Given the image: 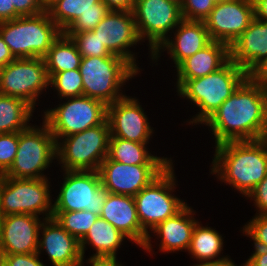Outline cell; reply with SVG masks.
Segmentation results:
<instances>
[{"label":"cell","mask_w":267,"mask_h":266,"mask_svg":"<svg viewBox=\"0 0 267 266\" xmlns=\"http://www.w3.org/2000/svg\"><path fill=\"white\" fill-rule=\"evenodd\" d=\"M230 60L253 76L267 62V21L254 17L229 47Z\"/></svg>","instance_id":"cell-20"},{"label":"cell","mask_w":267,"mask_h":266,"mask_svg":"<svg viewBox=\"0 0 267 266\" xmlns=\"http://www.w3.org/2000/svg\"><path fill=\"white\" fill-rule=\"evenodd\" d=\"M195 211L187 204L174 216L158 224L151 233L160 240L159 250L165 253L188 251L194 227L198 220Z\"/></svg>","instance_id":"cell-23"},{"label":"cell","mask_w":267,"mask_h":266,"mask_svg":"<svg viewBox=\"0 0 267 266\" xmlns=\"http://www.w3.org/2000/svg\"><path fill=\"white\" fill-rule=\"evenodd\" d=\"M98 10L109 9L101 0H60L47 12L64 33L81 14Z\"/></svg>","instance_id":"cell-30"},{"label":"cell","mask_w":267,"mask_h":266,"mask_svg":"<svg viewBox=\"0 0 267 266\" xmlns=\"http://www.w3.org/2000/svg\"><path fill=\"white\" fill-rule=\"evenodd\" d=\"M75 43L78 52L82 57H102L113 55L97 34L92 31L85 32H64Z\"/></svg>","instance_id":"cell-33"},{"label":"cell","mask_w":267,"mask_h":266,"mask_svg":"<svg viewBox=\"0 0 267 266\" xmlns=\"http://www.w3.org/2000/svg\"><path fill=\"white\" fill-rule=\"evenodd\" d=\"M42 250L47 253L53 266H84L80 242L54 218L44 219L40 226L37 253L42 254Z\"/></svg>","instance_id":"cell-19"},{"label":"cell","mask_w":267,"mask_h":266,"mask_svg":"<svg viewBox=\"0 0 267 266\" xmlns=\"http://www.w3.org/2000/svg\"><path fill=\"white\" fill-rule=\"evenodd\" d=\"M133 14L141 41L149 42L147 46L151 59L153 53L171 37L174 29L183 20L181 7L168 0H136Z\"/></svg>","instance_id":"cell-12"},{"label":"cell","mask_w":267,"mask_h":266,"mask_svg":"<svg viewBox=\"0 0 267 266\" xmlns=\"http://www.w3.org/2000/svg\"><path fill=\"white\" fill-rule=\"evenodd\" d=\"M61 33L46 11L0 22V35L16 59L44 57Z\"/></svg>","instance_id":"cell-5"},{"label":"cell","mask_w":267,"mask_h":266,"mask_svg":"<svg viewBox=\"0 0 267 266\" xmlns=\"http://www.w3.org/2000/svg\"><path fill=\"white\" fill-rule=\"evenodd\" d=\"M214 4H220L222 2L228 1V0H212Z\"/></svg>","instance_id":"cell-52"},{"label":"cell","mask_w":267,"mask_h":266,"mask_svg":"<svg viewBox=\"0 0 267 266\" xmlns=\"http://www.w3.org/2000/svg\"><path fill=\"white\" fill-rule=\"evenodd\" d=\"M253 0H228L215 7L204 20L212 41L231 44L248 28L254 19Z\"/></svg>","instance_id":"cell-16"},{"label":"cell","mask_w":267,"mask_h":266,"mask_svg":"<svg viewBox=\"0 0 267 266\" xmlns=\"http://www.w3.org/2000/svg\"><path fill=\"white\" fill-rule=\"evenodd\" d=\"M79 70L82 76L83 96L99 100L106 106L124 97L126 94L122 93L121 88L139 74L128 61L115 54L82 57Z\"/></svg>","instance_id":"cell-4"},{"label":"cell","mask_w":267,"mask_h":266,"mask_svg":"<svg viewBox=\"0 0 267 266\" xmlns=\"http://www.w3.org/2000/svg\"><path fill=\"white\" fill-rule=\"evenodd\" d=\"M108 12L109 10H98L81 14L65 32L92 31Z\"/></svg>","instance_id":"cell-37"},{"label":"cell","mask_w":267,"mask_h":266,"mask_svg":"<svg viewBox=\"0 0 267 266\" xmlns=\"http://www.w3.org/2000/svg\"><path fill=\"white\" fill-rule=\"evenodd\" d=\"M110 136L106 119L98 126L61 138L56 143L57 161L61 169L98 171L100 164L108 156Z\"/></svg>","instance_id":"cell-7"},{"label":"cell","mask_w":267,"mask_h":266,"mask_svg":"<svg viewBox=\"0 0 267 266\" xmlns=\"http://www.w3.org/2000/svg\"><path fill=\"white\" fill-rule=\"evenodd\" d=\"M60 0H41L44 10L47 12L56 2Z\"/></svg>","instance_id":"cell-49"},{"label":"cell","mask_w":267,"mask_h":266,"mask_svg":"<svg viewBox=\"0 0 267 266\" xmlns=\"http://www.w3.org/2000/svg\"><path fill=\"white\" fill-rule=\"evenodd\" d=\"M172 33L174 38L166 39L153 53L154 64L158 62L160 53L166 50L176 68L183 60L212 42L204 21L182 20Z\"/></svg>","instance_id":"cell-21"},{"label":"cell","mask_w":267,"mask_h":266,"mask_svg":"<svg viewBox=\"0 0 267 266\" xmlns=\"http://www.w3.org/2000/svg\"><path fill=\"white\" fill-rule=\"evenodd\" d=\"M0 266H7V265L0 259Z\"/></svg>","instance_id":"cell-53"},{"label":"cell","mask_w":267,"mask_h":266,"mask_svg":"<svg viewBox=\"0 0 267 266\" xmlns=\"http://www.w3.org/2000/svg\"><path fill=\"white\" fill-rule=\"evenodd\" d=\"M264 139L266 140V142H267V131H266V134H265V137H264Z\"/></svg>","instance_id":"cell-54"},{"label":"cell","mask_w":267,"mask_h":266,"mask_svg":"<svg viewBox=\"0 0 267 266\" xmlns=\"http://www.w3.org/2000/svg\"><path fill=\"white\" fill-rule=\"evenodd\" d=\"M264 86L265 94H266V102H267V80H258Z\"/></svg>","instance_id":"cell-50"},{"label":"cell","mask_w":267,"mask_h":266,"mask_svg":"<svg viewBox=\"0 0 267 266\" xmlns=\"http://www.w3.org/2000/svg\"><path fill=\"white\" fill-rule=\"evenodd\" d=\"M248 76L241 67L229 60L218 71L206 76L177 79L178 96L199 107L198 114L188 124H203Z\"/></svg>","instance_id":"cell-3"},{"label":"cell","mask_w":267,"mask_h":266,"mask_svg":"<svg viewBox=\"0 0 267 266\" xmlns=\"http://www.w3.org/2000/svg\"><path fill=\"white\" fill-rule=\"evenodd\" d=\"M229 60V46L222 42L212 41L176 67V79H196L206 76L218 71Z\"/></svg>","instance_id":"cell-24"},{"label":"cell","mask_w":267,"mask_h":266,"mask_svg":"<svg viewBox=\"0 0 267 266\" xmlns=\"http://www.w3.org/2000/svg\"><path fill=\"white\" fill-rule=\"evenodd\" d=\"M49 77L43 57L18 58L1 68L0 94L23 99L34 109Z\"/></svg>","instance_id":"cell-13"},{"label":"cell","mask_w":267,"mask_h":266,"mask_svg":"<svg viewBox=\"0 0 267 266\" xmlns=\"http://www.w3.org/2000/svg\"><path fill=\"white\" fill-rule=\"evenodd\" d=\"M203 266H238V265H236L232 259L228 258L221 262L209 263ZM240 266H248V265L247 262L245 261V263L241 264Z\"/></svg>","instance_id":"cell-47"},{"label":"cell","mask_w":267,"mask_h":266,"mask_svg":"<svg viewBox=\"0 0 267 266\" xmlns=\"http://www.w3.org/2000/svg\"><path fill=\"white\" fill-rule=\"evenodd\" d=\"M110 137H118L138 143H149L155 130L148 122L142 105L135 97L124 96L107 106Z\"/></svg>","instance_id":"cell-17"},{"label":"cell","mask_w":267,"mask_h":266,"mask_svg":"<svg viewBox=\"0 0 267 266\" xmlns=\"http://www.w3.org/2000/svg\"><path fill=\"white\" fill-rule=\"evenodd\" d=\"M57 159L56 141L48 125H30L18 132V148L13 164L3 175L11 178H48L42 171Z\"/></svg>","instance_id":"cell-8"},{"label":"cell","mask_w":267,"mask_h":266,"mask_svg":"<svg viewBox=\"0 0 267 266\" xmlns=\"http://www.w3.org/2000/svg\"><path fill=\"white\" fill-rule=\"evenodd\" d=\"M7 266H46L36 253L0 255ZM41 260V261H40Z\"/></svg>","instance_id":"cell-38"},{"label":"cell","mask_w":267,"mask_h":266,"mask_svg":"<svg viewBox=\"0 0 267 266\" xmlns=\"http://www.w3.org/2000/svg\"><path fill=\"white\" fill-rule=\"evenodd\" d=\"M255 18L267 21V0H253Z\"/></svg>","instance_id":"cell-46"},{"label":"cell","mask_w":267,"mask_h":266,"mask_svg":"<svg viewBox=\"0 0 267 266\" xmlns=\"http://www.w3.org/2000/svg\"><path fill=\"white\" fill-rule=\"evenodd\" d=\"M52 218L69 234L80 241L99 218L90 211L53 212Z\"/></svg>","instance_id":"cell-31"},{"label":"cell","mask_w":267,"mask_h":266,"mask_svg":"<svg viewBox=\"0 0 267 266\" xmlns=\"http://www.w3.org/2000/svg\"><path fill=\"white\" fill-rule=\"evenodd\" d=\"M43 220L44 218L31 214L1 217L0 255L36 253Z\"/></svg>","instance_id":"cell-18"},{"label":"cell","mask_w":267,"mask_h":266,"mask_svg":"<svg viewBox=\"0 0 267 266\" xmlns=\"http://www.w3.org/2000/svg\"><path fill=\"white\" fill-rule=\"evenodd\" d=\"M93 31L112 54L122 57L140 72L137 56L129 49L141 41L133 11L109 10Z\"/></svg>","instance_id":"cell-15"},{"label":"cell","mask_w":267,"mask_h":266,"mask_svg":"<svg viewBox=\"0 0 267 266\" xmlns=\"http://www.w3.org/2000/svg\"><path fill=\"white\" fill-rule=\"evenodd\" d=\"M67 101L42 116L56 143L63 137L82 132L102 124L107 119V106L87 96L65 98Z\"/></svg>","instance_id":"cell-10"},{"label":"cell","mask_w":267,"mask_h":266,"mask_svg":"<svg viewBox=\"0 0 267 266\" xmlns=\"http://www.w3.org/2000/svg\"><path fill=\"white\" fill-rule=\"evenodd\" d=\"M211 174L247 197L267 174V142L228 141L215 146Z\"/></svg>","instance_id":"cell-2"},{"label":"cell","mask_w":267,"mask_h":266,"mask_svg":"<svg viewBox=\"0 0 267 266\" xmlns=\"http://www.w3.org/2000/svg\"><path fill=\"white\" fill-rule=\"evenodd\" d=\"M18 148V132L0 134V176L4 175L14 162Z\"/></svg>","instance_id":"cell-35"},{"label":"cell","mask_w":267,"mask_h":266,"mask_svg":"<svg viewBox=\"0 0 267 266\" xmlns=\"http://www.w3.org/2000/svg\"><path fill=\"white\" fill-rule=\"evenodd\" d=\"M253 201L256 214H267V174L265 178L246 197Z\"/></svg>","instance_id":"cell-39"},{"label":"cell","mask_w":267,"mask_h":266,"mask_svg":"<svg viewBox=\"0 0 267 266\" xmlns=\"http://www.w3.org/2000/svg\"><path fill=\"white\" fill-rule=\"evenodd\" d=\"M34 110L23 99L0 94V134L20 132L28 128Z\"/></svg>","instance_id":"cell-28"},{"label":"cell","mask_w":267,"mask_h":266,"mask_svg":"<svg viewBox=\"0 0 267 266\" xmlns=\"http://www.w3.org/2000/svg\"><path fill=\"white\" fill-rule=\"evenodd\" d=\"M43 58L47 74H56L66 70L79 69L82 56L72 39L61 33Z\"/></svg>","instance_id":"cell-29"},{"label":"cell","mask_w":267,"mask_h":266,"mask_svg":"<svg viewBox=\"0 0 267 266\" xmlns=\"http://www.w3.org/2000/svg\"><path fill=\"white\" fill-rule=\"evenodd\" d=\"M109 10L133 11L136 0H101Z\"/></svg>","instance_id":"cell-42"},{"label":"cell","mask_w":267,"mask_h":266,"mask_svg":"<svg viewBox=\"0 0 267 266\" xmlns=\"http://www.w3.org/2000/svg\"><path fill=\"white\" fill-rule=\"evenodd\" d=\"M168 1H171V2H174L176 3L177 5H179L180 7L183 5L184 3V0H168Z\"/></svg>","instance_id":"cell-51"},{"label":"cell","mask_w":267,"mask_h":266,"mask_svg":"<svg viewBox=\"0 0 267 266\" xmlns=\"http://www.w3.org/2000/svg\"><path fill=\"white\" fill-rule=\"evenodd\" d=\"M170 164L127 165L108 156L98 169L101 185L112 194L135 196L157 178Z\"/></svg>","instance_id":"cell-14"},{"label":"cell","mask_w":267,"mask_h":266,"mask_svg":"<svg viewBox=\"0 0 267 266\" xmlns=\"http://www.w3.org/2000/svg\"><path fill=\"white\" fill-rule=\"evenodd\" d=\"M48 178L28 179L0 176V214H31L52 218L53 199Z\"/></svg>","instance_id":"cell-9"},{"label":"cell","mask_w":267,"mask_h":266,"mask_svg":"<svg viewBox=\"0 0 267 266\" xmlns=\"http://www.w3.org/2000/svg\"><path fill=\"white\" fill-rule=\"evenodd\" d=\"M49 87L56 89L61 99L83 96L82 76L79 69L66 70L56 74H48Z\"/></svg>","instance_id":"cell-32"},{"label":"cell","mask_w":267,"mask_h":266,"mask_svg":"<svg viewBox=\"0 0 267 266\" xmlns=\"http://www.w3.org/2000/svg\"><path fill=\"white\" fill-rule=\"evenodd\" d=\"M242 231L253 240L254 248L267 249V214H256L243 226Z\"/></svg>","instance_id":"cell-34"},{"label":"cell","mask_w":267,"mask_h":266,"mask_svg":"<svg viewBox=\"0 0 267 266\" xmlns=\"http://www.w3.org/2000/svg\"><path fill=\"white\" fill-rule=\"evenodd\" d=\"M127 237L118 229L99 218L94 222L88 233L79 241L82 256L85 257L87 244L95 251L92 256L117 257V250Z\"/></svg>","instance_id":"cell-26"},{"label":"cell","mask_w":267,"mask_h":266,"mask_svg":"<svg viewBox=\"0 0 267 266\" xmlns=\"http://www.w3.org/2000/svg\"><path fill=\"white\" fill-rule=\"evenodd\" d=\"M223 242V237L217 230L208 225L204 227L197 221L188 249L191 258L197 259L196 261L199 263L193 266H203L230 258L228 255L220 257L224 247Z\"/></svg>","instance_id":"cell-25"},{"label":"cell","mask_w":267,"mask_h":266,"mask_svg":"<svg viewBox=\"0 0 267 266\" xmlns=\"http://www.w3.org/2000/svg\"><path fill=\"white\" fill-rule=\"evenodd\" d=\"M63 183L53 204V212L90 211L101 215L107 191L98 171H63Z\"/></svg>","instance_id":"cell-11"},{"label":"cell","mask_w":267,"mask_h":266,"mask_svg":"<svg viewBox=\"0 0 267 266\" xmlns=\"http://www.w3.org/2000/svg\"><path fill=\"white\" fill-rule=\"evenodd\" d=\"M117 259L116 257L90 256L86 263L90 266H124L119 264Z\"/></svg>","instance_id":"cell-44"},{"label":"cell","mask_w":267,"mask_h":266,"mask_svg":"<svg viewBox=\"0 0 267 266\" xmlns=\"http://www.w3.org/2000/svg\"><path fill=\"white\" fill-rule=\"evenodd\" d=\"M101 218L106 220L139 247H143L148 234L142 229L133 196L107 192Z\"/></svg>","instance_id":"cell-22"},{"label":"cell","mask_w":267,"mask_h":266,"mask_svg":"<svg viewBox=\"0 0 267 266\" xmlns=\"http://www.w3.org/2000/svg\"><path fill=\"white\" fill-rule=\"evenodd\" d=\"M202 125L213 132L215 146L228 141L263 139L267 131L263 84L248 76Z\"/></svg>","instance_id":"cell-1"},{"label":"cell","mask_w":267,"mask_h":266,"mask_svg":"<svg viewBox=\"0 0 267 266\" xmlns=\"http://www.w3.org/2000/svg\"><path fill=\"white\" fill-rule=\"evenodd\" d=\"M253 254L247 259L248 266H267V249L254 248Z\"/></svg>","instance_id":"cell-43"},{"label":"cell","mask_w":267,"mask_h":266,"mask_svg":"<svg viewBox=\"0 0 267 266\" xmlns=\"http://www.w3.org/2000/svg\"><path fill=\"white\" fill-rule=\"evenodd\" d=\"M173 165L172 162L157 178L134 196L139 223L148 234L142 249H145V252L148 251L149 254L153 252L152 235L149 233L187 204L173 194L177 186Z\"/></svg>","instance_id":"cell-6"},{"label":"cell","mask_w":267,"mask_h":266,"mask_svg":"<svg viewBox=\"0 0 267 266\" xmlns=\"http://www.w3.org/2000/svg\"><path fill=\"white\" fill-rule=\"evenodd\" d=\"M21 17L16 11L13 0H0V22Z\"/></svg>","instance_id":"cell-41"},{"label":"cell","mask_w":267,"mask_h":266,"mask_svg":"<svg viewBox=\"0 0 267 266\" xmlns=\"http://www.w3.org/2000/svg\"><path fill=\"white\" fill-rule=\"evenodd\" d=\"M148 143H138L118 137H110L108 157L127 165L171 164V158L154 156L147 148Z\"/></svg>","instance_id":"cell-27"},{"label":"cell","mask_w":267,"mask_h":266,"mask_svg":"<svg viewBox=\"0 0 267 266\" xmlns=\"http://www.w3.org/2000/svg\"><path fill=\"white\" fill-rule=\"evenodd\" d=\"M215 7L212 0H184L181 6L183 20L204 21Z\"/></svg>","instance_id":"cell-36"},{"label":"cell","mask_w":267,"mask_h":266,"mask_svg":"<svg viewBox=\"0 0 267 266\" xmlns=\"http://www.w3.org/2000/svg\"><path fill=\"white\" fill-rule=\"evenodd\" d=\"M15 59L16 58L11 53V50L0 35V67H5Z\"/></svg>","instance_id":"cell-45"},{"label":"cell","mask_w":267,"mask_h":266,"mask_svg":"<svg viewBox=\"0 0 267 266\" xmlns=\"http://www.w3.org/2000/svg\"><path fill=\"white\" fill-rule=\"evenodd\" d=\"M15 11L22 16L37 15L44 12L41 0H13Z\"/></svg>","instance_id":"cell-40"},{"label":"cell","mask_w":267,"mask_h":266,"mask_svg":"<svg viewBox=\"0 0 267 266\" xmlns=\"http://www.w3.org/2000/svg\"><path fill=\"white\" fill-rule=\"evenodd\" d=\"M253 76L257 80H267V62Z\"/></svg>","instance_id":"cell-48"}]
</instances>
